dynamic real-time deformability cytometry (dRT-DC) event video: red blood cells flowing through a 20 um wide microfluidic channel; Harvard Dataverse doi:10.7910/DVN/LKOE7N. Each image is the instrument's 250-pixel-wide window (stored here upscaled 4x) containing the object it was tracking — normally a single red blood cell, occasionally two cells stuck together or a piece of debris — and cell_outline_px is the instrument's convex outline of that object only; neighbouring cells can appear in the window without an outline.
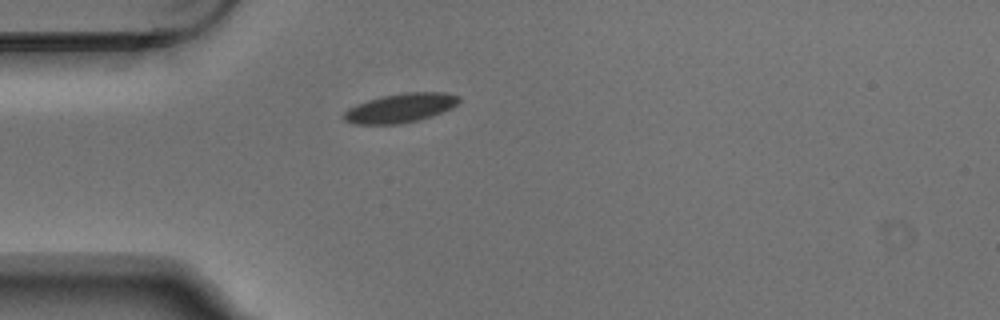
{"species": "Egyptian fruit bat (a non-hibernating species)", "species_latin": "Rousettus aegyptiacus", "temperature_condition": "warm", "stored_images_in_passage": 1, "camera_frame_rate_fps": 3000, "um_per_image_px": 0.085, "animal": {"sex": "male"}, "frame": {"image": 1, "passage_image": 1, "time_ms": 0.0, "image_size_px": [1000, 320], "cell_outline_px": [[460, 100], [452, 108], [432, 116], [416, 120], [396, 124], [352, 124], [344, 120], [344, 112], [348, 108], [356, 104], [380, 96], [404, 92], [444, 92], [460, 96]], "centroid_in_image_um": [34.03, 9.17], "position_along_channel_um": 51.0, "area_um2": 19.54}}